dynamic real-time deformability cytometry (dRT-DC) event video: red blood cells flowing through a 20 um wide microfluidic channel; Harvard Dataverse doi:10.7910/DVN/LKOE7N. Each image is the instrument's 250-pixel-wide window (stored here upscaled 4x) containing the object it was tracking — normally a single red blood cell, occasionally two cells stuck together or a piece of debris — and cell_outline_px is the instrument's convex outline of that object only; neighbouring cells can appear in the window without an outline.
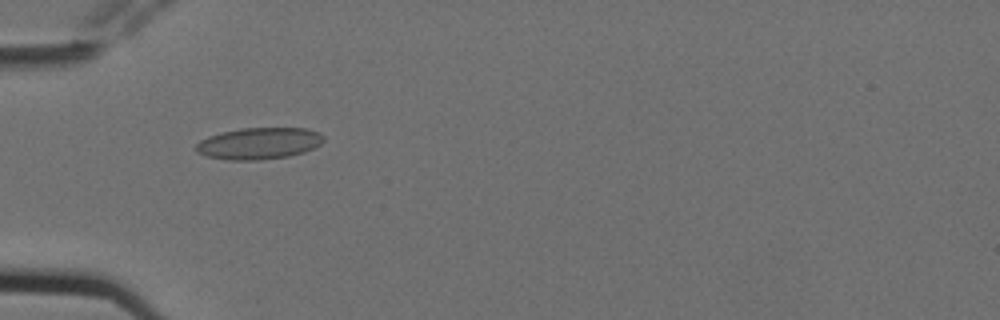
{"species": "Egyptian fruit bat (a non-hibernating species)", "species_latin": "Rousettus aegyptiacus", "temperature_condition": "cold", "stored_images_in_passage": 2, "camera_frame_rate_fps": 3000, "um_per_image_px": 0.085, "animal": {"sex": "female"}, "frame": {"image": 1, "passage_image": 1, "time_ms": 0.0, "image_size_px": [1000, 320], "cell_outline_px": [[324, 140], [316, 148], [304, 152], [288, 156], [260, 160], [228, 160], [204, 156], [196, 152], [196, 144], [200, 140], [208, 136], [220, 132], [240, 128], [308, 128], [320, 132], [324, 136]], "centroid_in_image_um": [22.01, 12.18], "position_along_channel_um": 63.0, "area_um2": 23.87}}
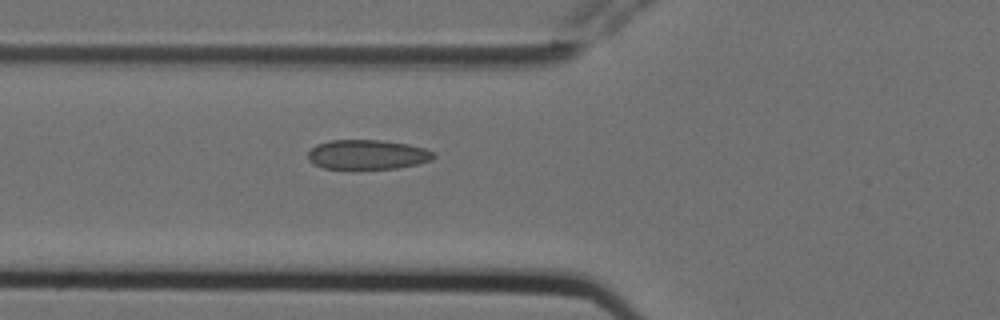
{"frame": {"image": 2, "passage_image": 2, "time_ms": 0.333, "image_size_px": [1000, 320], "cell_outline_px": [[436, 156], [432, 160], [416, 164], [396, 168], [324, 168], [312, 164], [308, 160], [308, 152], [316, 144], [328, 140], [380, 140], [408, 144], [424, 148], [436, 152]], "centroid_in_image_um": [31.23, 13.13], "position_along_channel_um": 94.6, "area_um2": 21.68}}